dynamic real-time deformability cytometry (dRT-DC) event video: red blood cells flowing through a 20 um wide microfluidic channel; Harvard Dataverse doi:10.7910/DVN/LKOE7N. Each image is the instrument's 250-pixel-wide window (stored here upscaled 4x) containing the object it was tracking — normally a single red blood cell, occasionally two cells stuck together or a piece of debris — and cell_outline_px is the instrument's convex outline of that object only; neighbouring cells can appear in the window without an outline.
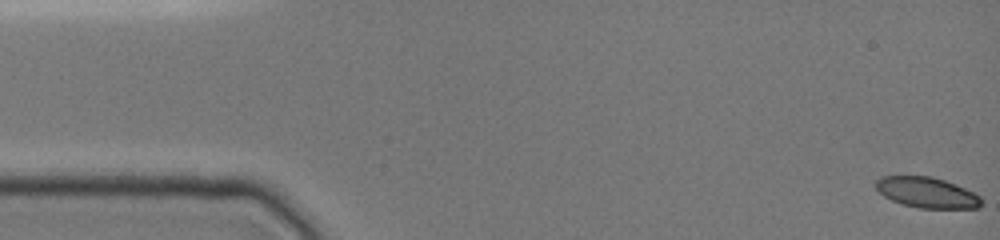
{"species": "common noctule bat (a hibernating species)", "species_latin": "Nyctalus noctula", "temperature_condition": "cold", "stored_images_in_passage": 29, "camera_frame_rate_fps": 3000, "um_per_image_px": 0.085, "animal": {"sex": "female", "body_mass_g": 19.0, "forearm_length_mm": 51.5}, "frame": {"image": 1, "passage_image": 1, "time_ms": 0.0, "image_size_px": [1000, 240], "cell_outline_px": [[984, 204], [980, 208], [920, 208], [904, 204], [892, 200], [884, 196], [876, 188], [876, 180], [880, 176], [932, 176], [956, 184], [980, 196], [984, 200]], "centroid_in_image_um": [78.83, 16.36], "position_along_channel_um": 6.2, "area_um2": 18.84}}
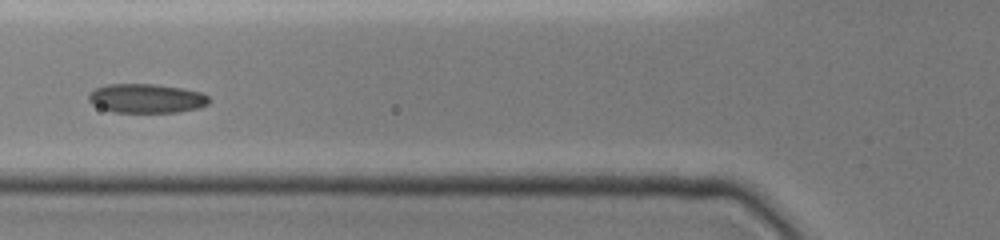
{"frame": {"image": 2, "passage_image": 18, "time_ms": 6.0, "image_size_px": [1000, 240], "cell_outline_px": [[208, 104], [200, 108], [176, 112], [112, 112], [100, 108], [92, 104], [88, 100], [88, 92], [96, 88], [108, 84], [152, 84], [180, 88], [200, 92], [208, 96]], "centroid_in_image_um": [12.4, 8.37], "position_along_channel_um": 113.4, "area_um2": 20.4}}
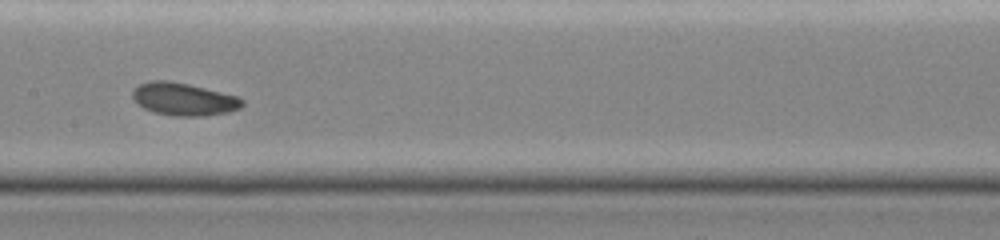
{"frame": {"image": 3, "passage_image": 28, "time_ms": 8.0, "image_size_px": [1000, 240], "cell_outline_px": [[244, 104], [240, 108], [228, 112], [204, 116], [172, 116], [152, 112], [136, 104], [132, 96], [132, 92], [140, 84], [148, 80], [168, 80], [188, 84], [240, 96], [244, 100]], "centroid_in_image_um": [15.62, 8.43], "position_along_channel_um": 191.8, "area_um2": 21.15}}